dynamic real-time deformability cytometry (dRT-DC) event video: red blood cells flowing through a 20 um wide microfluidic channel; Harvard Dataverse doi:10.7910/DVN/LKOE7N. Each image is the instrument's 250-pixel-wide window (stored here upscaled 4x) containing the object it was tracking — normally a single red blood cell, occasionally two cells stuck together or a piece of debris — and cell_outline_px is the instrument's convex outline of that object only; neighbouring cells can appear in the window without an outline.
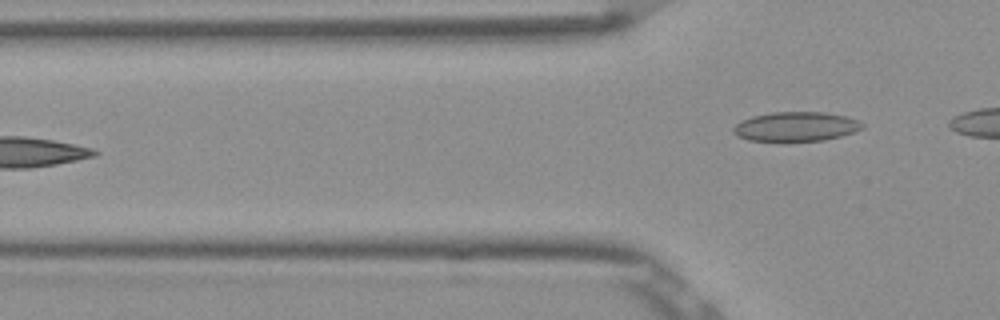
{"species": "Egyptian fruit bat (a non-hibernating species)", "species_latin": "Rousettus aegyptiacus", "temperature_condition": "room temperature", "stored_images_in_passage": 6, "camera_frame_rate_fps": 3000, "um_per_image_px": 0.085, "frame": {"image": 1, "passage_image": 6, "time_ms": 1.667, "image_size_px": [1000, 320], "cell_outline_px": [[864, 128], [856, 132], [824, 140], [748, 140], [736, 136], [732, 132], [732, 128], [740, 120], [752, 116], [772, 112], [824, 112], [848, 116], [864, 124]], "centroid_in_image_um": [67.65, 10.74], "position_along_channel_um": 58.1, "area_um2": 22.08}}